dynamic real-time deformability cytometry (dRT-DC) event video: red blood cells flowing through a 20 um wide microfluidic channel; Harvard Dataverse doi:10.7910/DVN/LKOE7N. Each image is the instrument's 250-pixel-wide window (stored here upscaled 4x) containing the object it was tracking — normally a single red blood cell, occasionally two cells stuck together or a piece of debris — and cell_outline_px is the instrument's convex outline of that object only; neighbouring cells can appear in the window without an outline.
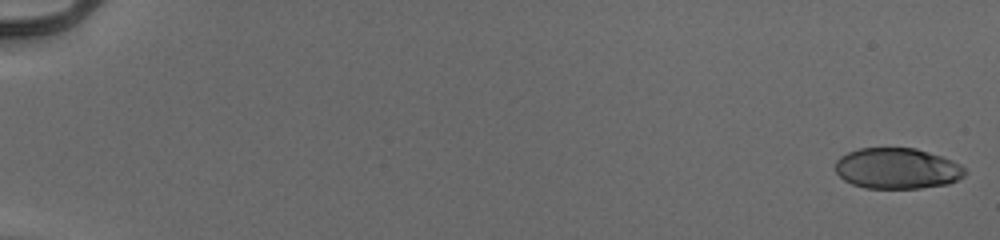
{"species": "human", "species_latin": "Homo sapiens", "temperature_condition": "cold", "stored_images_in_passage": 54, "camera_frame_rate_fps": 3000, "um_per_image_px": 0.085, "donor": {"sex": "male"}, "frame": {"image": 1, "passage_image": 1, "time_ms": 0.0, "image_size_px": [1000, 240], "cell_outline_px": [[968, 172], [964, 176], [948, 184], [920, 188], [864, 188], [852, 184], [844, 180], [836, 172], [836, 160], [840, 156], [848, 152], [860, 148], [916, 148], [952, 160], [960, 164]], "centroid_in_image_um": [76.26, 14.32], "position_along_channel_um": 8.7, "area_um2": 30.87}}
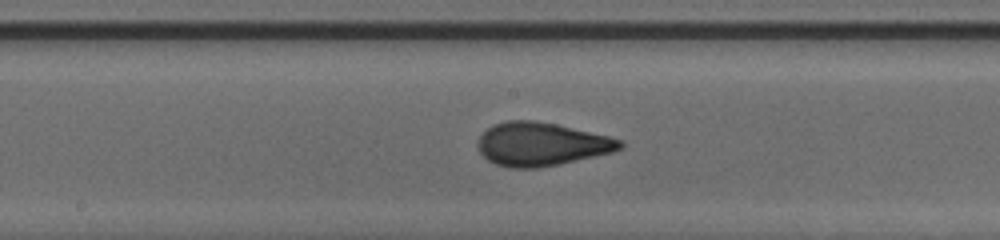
{"frame": {"image": 2, "passage_image": 31, "time_ms": 10.0, "image_size_px": [1000, 240], "cell_outline_px": [[624, 148], [612, 152], [560, 164], [536, 168], [508, 168], [496, 164], [488, 160], [480, 152], [476, 144], [480, 136], [492, 124], [508, 120], [532, 120], [556, 124], [608, 136], [624, 140]], "centroid_in_image_um": [46.01, 12.25], "position_along_channel_um": 202.2, "area_um2": 36.01}}
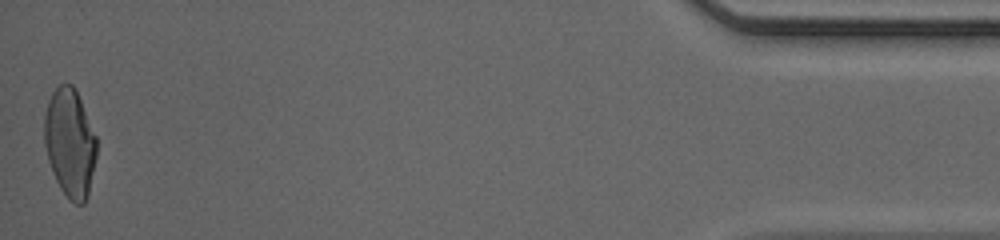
{"frame": {"image": 3, "passage_image": 54, "time_ms": 17.667, "image_size_px": [1000, 240], "cell_outline_px": [[96, 156], [88, 196], [84, 204], [76, 204], [68, 200], [60, 188], [56, 180], [48, 160], [44, 144], [44, 116], [48, 100], [52, 92], [60, 84], [72, 84], [80, 100], [96, 136]], "centroid_in_image_um": [5.93, 12.17], "position_along_channel_um": 429.3, "area_um2": 32.95}, "authors_computed_cell_mechanics": {"area_um2": 33.8708, "velocity_mm_per_s": 3.9835, "shape_relaxation_time_tau1_ms": 6.7998, "shape_relaxation_time_tau2_ms": 0.7129, "deformation_change_tau1": 0.2352, "deformation_change_tau2": 0.0761}}